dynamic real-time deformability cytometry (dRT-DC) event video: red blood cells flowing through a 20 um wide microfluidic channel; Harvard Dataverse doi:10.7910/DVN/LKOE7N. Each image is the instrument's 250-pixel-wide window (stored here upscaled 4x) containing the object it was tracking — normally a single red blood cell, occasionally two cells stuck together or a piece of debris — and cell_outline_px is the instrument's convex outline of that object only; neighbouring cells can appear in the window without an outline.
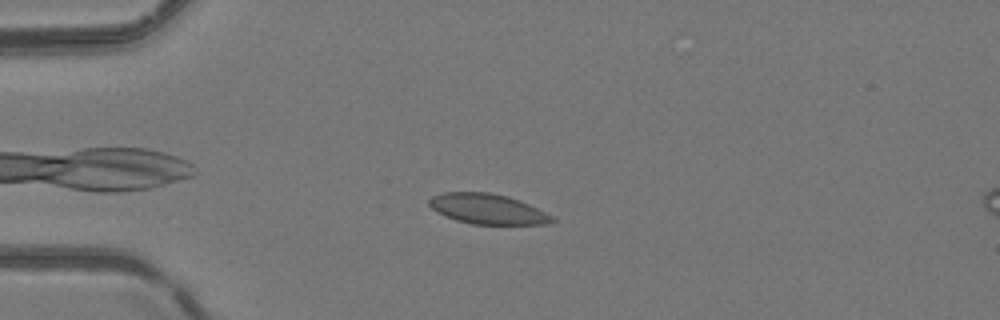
{"species": "common noctule bat (a hibernating species)", "species_latin": "Nyctalus noctula", "temperature_condition": "room temperature", "stored_images_in_passage": 5, "camera_frame_rate_fps": 3000, "um_per_image_px": 0.085, "animal": {"sex": "female", "body_mass_g": 24.6, "forearm_length_mm": 56.2}, "frame": {"image": 1, "passage_image": 2, "time_ms": 1.333, "image_size_px": [1000, 320], "cell_outline_px": [[556, 220], [544, 224], [472, 224], [456, 220], [444, 216], [436, 212], [428, 204], [428, 200], [432, 196], [444, 192], [488, 192], [508, 196], [520, 200], [552, 216]], "centroid_in_image_um": [41.39, 17.75], "position_along_channel_um": 43.6, "area_um2": 21.56}}
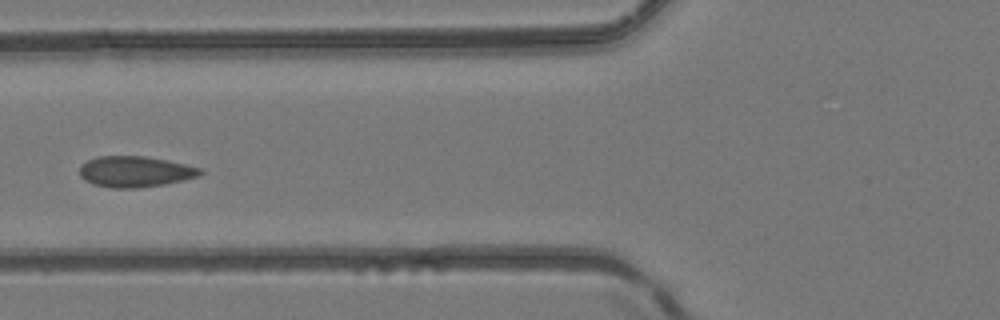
{"frame": {"image": 2, "passage_image": 4, "time_ms": 3.667, "image_size_px": [1000, 320], "cell_outline_px": [[204, 172], [200, 176], [184, 180], [164, 184], [136, 188], [112, 188], [92, 184], [84, 180], [80, 176], [80, 164], [96, 156], [144, 156], [204, 168]], "centroid_in_image_um": [11.48, 14.59], "position_along_channel_um": 114.3, "area_um2": 21.85}}
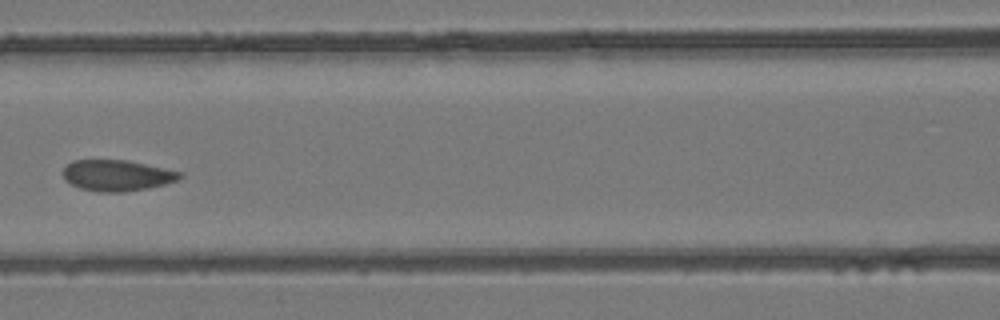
{"frame": {"image": 3, "passage_image": 5, "time_ms": 4.667, "image_size_px": [1000, 320], "cell_outline_px": [[184, 176], [176, 180], [164, 184], [148, 188], [124, 192], [100, 192], [80, 188], [64, 180], [64, 168], [72, 160], [128, 160], [180, 172]], "centroid_in_image_um": [9.93, 14.91], "position_along_channel_um": 156.7, "area_um2": 20.92}}